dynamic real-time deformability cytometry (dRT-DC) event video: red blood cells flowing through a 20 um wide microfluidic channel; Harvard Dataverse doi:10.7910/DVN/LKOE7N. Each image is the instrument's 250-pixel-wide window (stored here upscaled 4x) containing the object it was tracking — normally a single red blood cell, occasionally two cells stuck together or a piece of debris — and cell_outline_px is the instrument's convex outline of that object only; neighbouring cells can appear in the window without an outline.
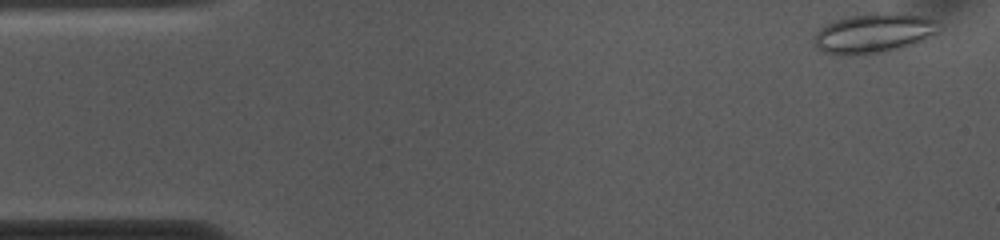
{"species": "common noctule bat (a hibernating species)", "species_latin": "Nyctalus noctula", "temperature_condition": "cold", "stored_images_in_passage": 53, "camera_frame_rate_fps": 3000, "um_per_image_px": 0.085, "animal": {"sex": "female", "body_mass_g": 10.0, "forearm_length_mm": 53.1}, "frame": {"image": 1, "passage_image": 2, "time_ms": 0.333, "image_size_px": [1000, 240], "cell_outline_px": [[940, 32], [912, 44], [900, 48], [884, 52], [852, 56], [840, 56], [824, 52], [816, 48], [812, 44], [812, 40], [816, 32], [820, 28], [836, 20], [848, 16], [876, 12], [900, 12], [928, 16], [936, 20]], "centroid_in_image_um": [74.25, 2.82], "position_along_channel_um": 10.7, "area_um2": 29.48}}
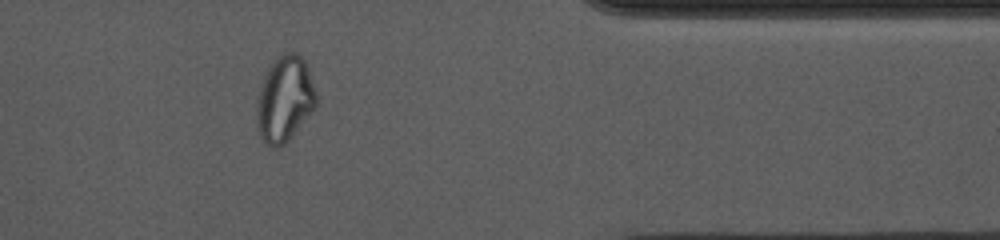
{"frame": {"image": 2, "passage_image": 43, "time_ms": 14.0, "image_size_px": [1000, 240], "cell_outline_px": [[316, 108], [288, 140], [284, 144], [276, 148], [272, 148], [264, 144], [260, 136], [256, 124], [256, 104], [260, 88], [264, 76], [268, 68], [276, 56], [280, 52], [296, 52], [304, 60], [308, 68], [316, 92]], "centroid_in_image_um": [24.18, 8.43], "position_along_channel_um": 387.2, "area_um2": 30.06}}
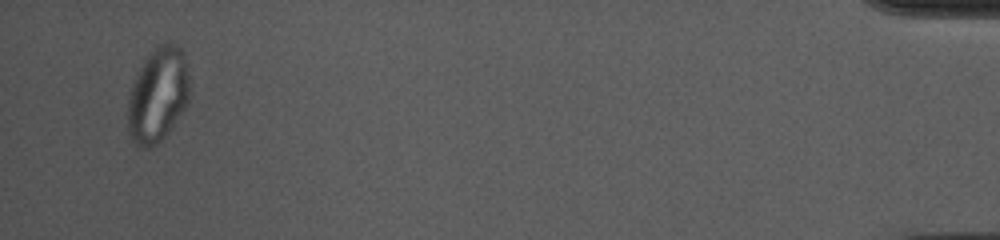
{"frame": {"image": 3, "passage_image": 51, "time_ms": 16.667, "image_size_px": [1000, 240], "cell_outline_px": [[188, 100], [184, 108], [172, 128], [156, 144], [148, 148], [144, 148], [136, 144], [132, 140], [128, 132], [128, 100], [136, 76], [144, 60], [160, 44], [168, 40], [176, 44], [184, 52], [188, 76]], "centroid_in_image_um": [13.42, 8.07], "position_along_channel_um": 421.8, "area_um2": 33.64}, "authors_computed_cell_mechanics": {"area_um2": 26.9926, "velocity_mm_per_s": 3.6713, "shape_relaxation_time_tau1_ms": null, "shape_relaxation_time_tau2_ms": 1.1537, "deformation_change_tau1": null, "deformation_change_tau2": 0.0714}}